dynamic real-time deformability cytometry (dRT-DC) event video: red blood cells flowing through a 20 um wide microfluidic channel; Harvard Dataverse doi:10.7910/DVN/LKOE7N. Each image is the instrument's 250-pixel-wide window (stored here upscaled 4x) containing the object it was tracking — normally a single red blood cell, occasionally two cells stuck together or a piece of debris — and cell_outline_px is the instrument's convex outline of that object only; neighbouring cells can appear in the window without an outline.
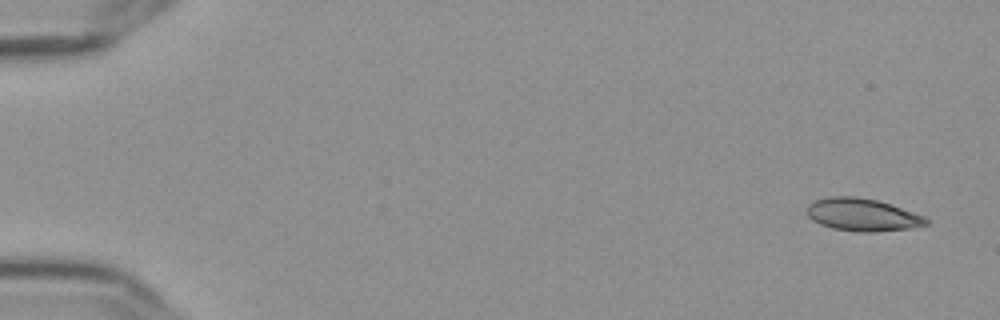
{"species": "Egyptian fruit bat (a non-hibernating species)", "species_latin": "Rousettus aegyptiacus", "temperature_condition": "cold", "stored_images_in_passage": 54, "camera_frame_rate_fps": 3000, "um_per_image_px": 0.085, "frame": {"image": 1, "passage_image": 1, "time_ms": 0.0, "image_size_px": [1000, 320], "cell_outline_px": [[932, 220], [928, 224], [908, 228], [876, 232], [856, 232], [832, 228], [820, 224], [812, 220], [808, 216], [808, 204], [816, 200], [832, 196], [852, 196], [876, 200], [924, 216]], "centroid_in_image_um": [73.3, 18.27], "position_along_channel_um": 11.7, "area_um2": 22.43}}
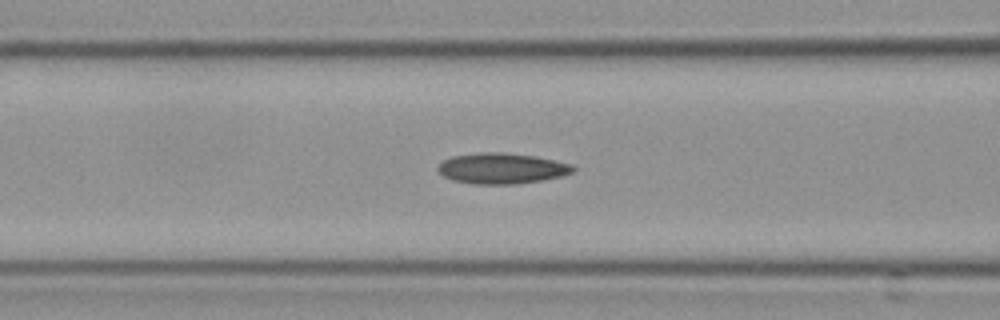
{"frame": {"image": 2, "passage_image": 22, "time_ms": 7.0, "image_size_px": [1000, 320], "cell_outline_px": [[576, 168], [572, 172], [560, 176], [540, 180], [516, 184], [472, 184], [452, 180], [444, 176], [436, 168], [444, 160], [452, 156], [484, 152], [500, 152], [536, 156], [572, 164]], "centroid_in_image_um": [42.64, 14.31], "position_along_channel_um": 124.0, "area_um2": 24.04}}
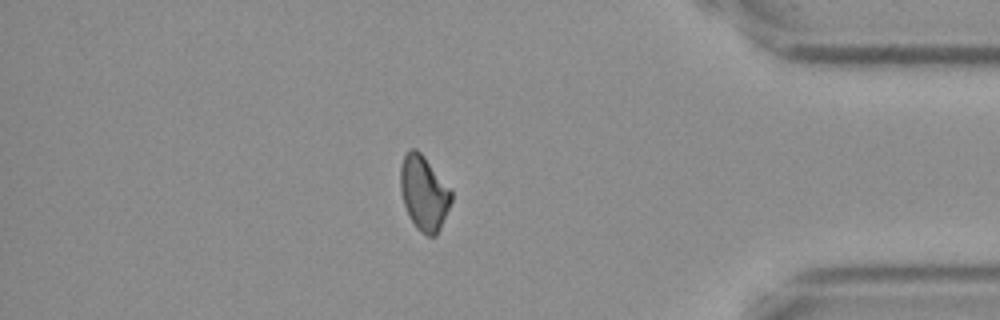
{"frame": {"image": 3, "passage_image": 47, "time_ms": 15.333, "image_size_px": [1000, 320], "cell_outline_px": [[452, 200], [440, 228], [436, 236], [428, 236], [420, 232], [416, 228], [404, 204], [400, 192], [400, 168], [404, 156], [412, 148], [416, 148], [424, 156], [452, 192]], "centroid_in_image_um": [36.02, 16.42], "position_along_channel_um": 399.2, "area_um2": 21.79}, "authors_computed_cell_mechanics": {"area_um2": 22.7154, "velocity_mm_per_s": 3.643, "shape_relaxation_time_tau1_ms": null, "shape_relaxation_time_tau2_ms": 7.3145, "deformation_change_tau1": null, "deformation_change_tau2": 0.1358}}